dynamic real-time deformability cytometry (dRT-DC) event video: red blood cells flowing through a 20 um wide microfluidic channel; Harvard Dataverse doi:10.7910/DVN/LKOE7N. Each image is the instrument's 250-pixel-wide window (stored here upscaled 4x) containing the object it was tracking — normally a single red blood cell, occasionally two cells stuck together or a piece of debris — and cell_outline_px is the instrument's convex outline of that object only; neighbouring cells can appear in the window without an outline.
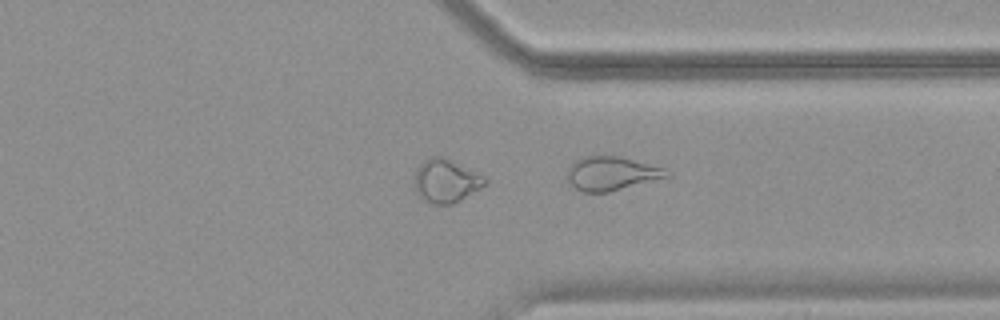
{"species": "common noctule bat (a hibernating species)", "species_latin": "Nyctalus noctula", "temperature_condition": "warm", "stored_images_in_passage": 41, "camera_frame_rate_fps": 3000, "um_per_image_px": 0.085, "animal": {"sex": "female", "body_mass_g": 18.4}, "frame": {"image": 1, "passage_image": 41, "time_ms": 13.333, "image_size_px": [1000, 320], "cell_outline_px": [[672, 176], [608, 192], [584, 192], [576, 188], [568, 180], [568, 168], [576, 160], [584, 156], [620, 156], [664, 168], [672, 172]], "centroid_in_image_um": [52.03, 14.74], "position_along_channel_um": 359.4, "area_um2": 19.48}}